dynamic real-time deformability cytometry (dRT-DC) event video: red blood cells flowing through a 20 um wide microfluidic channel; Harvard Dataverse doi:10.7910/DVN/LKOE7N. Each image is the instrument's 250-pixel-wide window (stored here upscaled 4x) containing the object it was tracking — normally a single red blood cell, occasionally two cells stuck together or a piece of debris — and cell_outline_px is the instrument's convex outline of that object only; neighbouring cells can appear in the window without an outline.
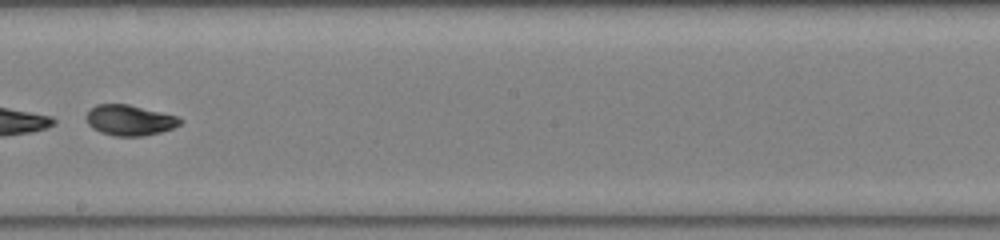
{"species": "common noctule bat (a hibernating species)", "species_latin": "Nyctalus noctula", "temperature_condition": "warm", "stored_images_in_passage": 33, "camera_frame_rate_fps": 3000, "um_per_image_px": 0.085, "animal": {"sex": "male", "body_mass_g": 19.0, "forearm_length_mm": 50.8}, "frame": {"image": 1, "passage_image": 15, "time_ms": 4.667, "image_size_px": [1000, 240], "cell_outline_px": [[184, 120], [180, 124], [172, 128], [160, 132], [144, 136], [116, 136], [100, 132], [92, 128], [88, 124], [88, 112], [96, 104], [128, 104], [176, 116]], "centroid_in_image_um": [11.03, 10.22], "position_along_channel_um": 237.2, "area_um2": 16.47}}